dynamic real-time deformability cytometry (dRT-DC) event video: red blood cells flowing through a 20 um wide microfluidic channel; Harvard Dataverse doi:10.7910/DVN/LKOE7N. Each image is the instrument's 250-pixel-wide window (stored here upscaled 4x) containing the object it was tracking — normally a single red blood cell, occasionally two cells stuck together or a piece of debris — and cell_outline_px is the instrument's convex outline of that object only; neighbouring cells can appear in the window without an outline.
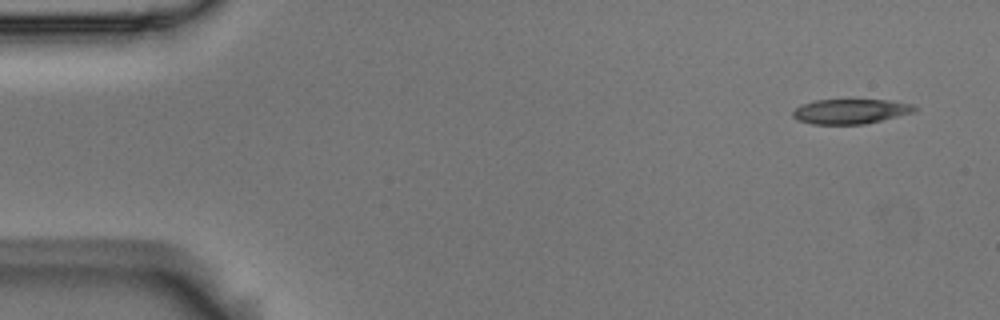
{"species": "Egyptian fruit bat (a non-hibernating species)", "species_latin": "Rousettus aegyptiacus", "temperature_condition": "room temperature", "stored_images_in_passage": 7, "camera_frame_rate_fps": 3000, "um_per_image_px": 0.085, "animal": {"sex": "male"}, "frame": {"image": 1, "passage_image": 1, "time_ms": 0.0, "image_size_px": [1000, 320], "cell_outline_px": [[916, 108], [912, 112], [864, 124], [812, 124], [796, 120], [792, 116], [792, 112], [796, 108], [804, 104], [816, 100], [888, 100], [912, 104]], "centroid_in_image_um": [72.23, 9.47], "position_along_channel_um": 12.8, "area_um2": 17.28}}
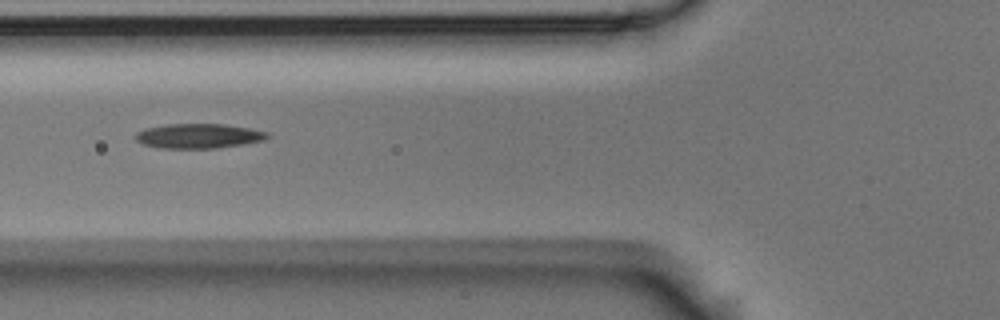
{"frame": {"image": 2, "passage_image": 6, "time_ms": 1.667, "image_size_px": [1000, 320], "cell_outline_px": [[272, 136], [264, 140], [216, 148], [160, 148], [144, 144], [136, 140], [136, 132], [144, 128], [168, 124], [224, 124], [252, 128], [268, 132]], "centroid_in_image_um": [16.9, 11.55], "position_along_channel_um": 108.9, "area_um2": 18.96}}
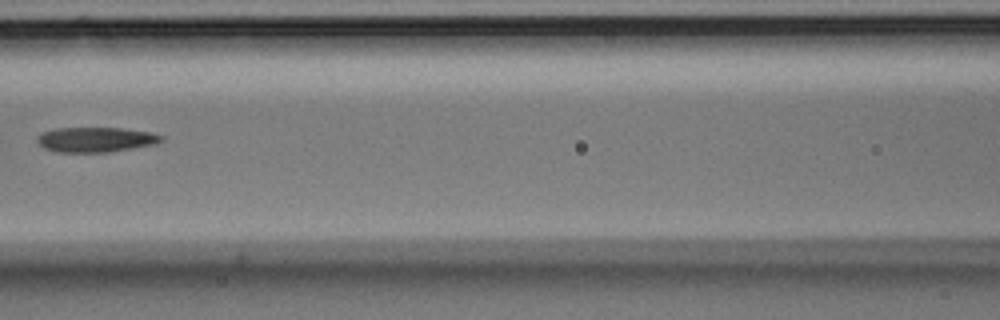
{"frame": {"image": 3, "passage_image": 7, "time_ms": 2.0, "image_size_px": [1000, 320], "cell_outline_px": [[164, 140], [156, 144], [108, 152], [56, 152], [44, 148], [36, 140], [36, 136], [40, 132], [56, 128], [120, 128], [148, 132], [164, 136]], "centroid_in_image_um": [8.1, 11.86], "position_along_channel_um": 158.5, "area_um2": 18.09}}